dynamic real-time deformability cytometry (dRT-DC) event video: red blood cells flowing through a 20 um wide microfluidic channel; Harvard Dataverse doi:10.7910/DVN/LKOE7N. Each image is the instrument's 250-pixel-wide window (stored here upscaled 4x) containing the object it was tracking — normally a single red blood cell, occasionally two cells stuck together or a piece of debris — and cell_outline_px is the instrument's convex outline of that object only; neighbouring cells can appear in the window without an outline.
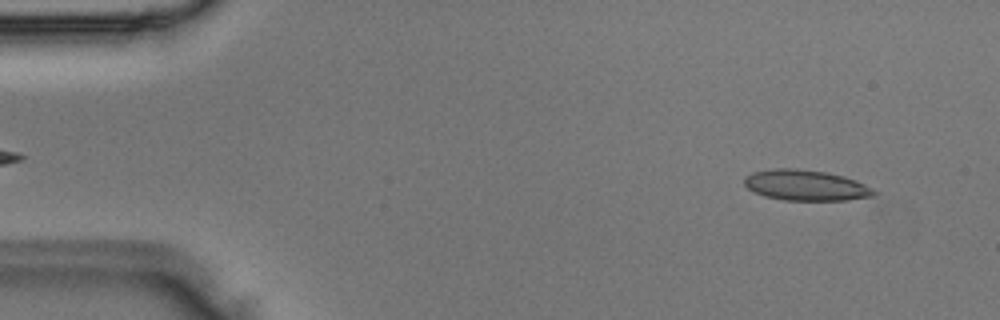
{"species": "Egyptian fruit bat (a non-hibernating species)", "species_latin": "Rousettus aegyptiacus", "temperature_condition": "room temperature", "stored_images_in_passage": 47, "camera_frame_rate_fps": 3000, "um_per_image_px": 0.085, "animal": {"sex": "male"}, "frame": {"image": 1, "passage_image": 3, "time_ms": 0.667, "image_size_px": [1000, 320], "cell_outline_px": [[880, 192], [872, 196], [848, 200], [784, 200], [764, 196], [748, 188], [744, 184], [744, 176], [752, 172], [776, 168], [796, 168], [824, 172], [844, 176], [856, 180]], "centroid_in_image_um": [68.5, 15.75], "position_along_channel_um": 16.5, "area_um2": 23.18}}
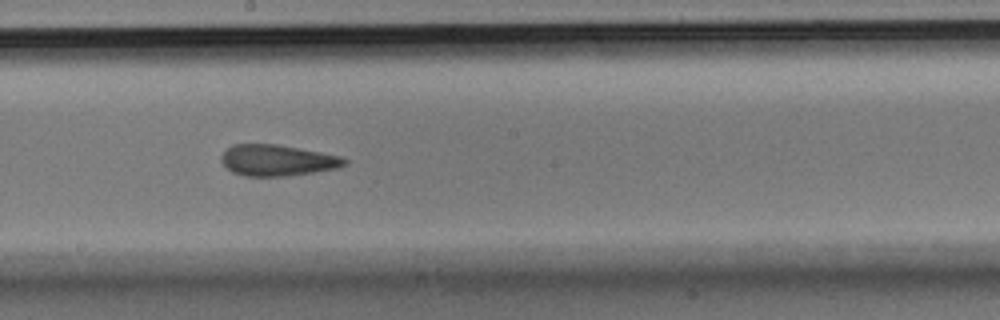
{"frame": {"image": 2, "passage_image": 25, "time_ms": 8.0, "image_size_px": [1000, 320], "cell_outline_px": [[348, 164], [336, 168], [312, 172], [284, 176], [244, 176], [232, 172], [220, 160], [220, 156], [232, 144], [276, 144], [320, 152], [340, 156], [348, 160]], "centroid_in_image_um": [23.55, 13.62], "position_along_channel_um": 224.6, "area_um2": 22.2}}
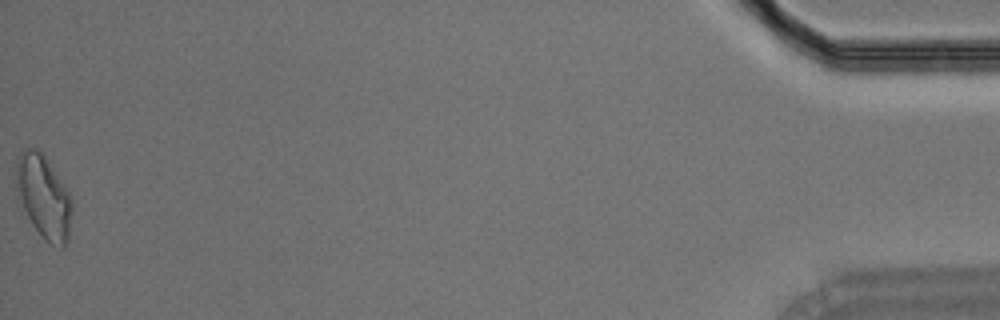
{"frame": {"image": 3, "passage_image": 47, "time_ms": 15.333, "image_size_px": [1000, 320], "cell_outline_px": [[72, 212], [68, 240], [64, 248], [60, 248], [48, 244], [44, 240], [32, 224], [16, 196], [12, 172], [16, 160], [20, 152], [24, 148], [36, 148], [44, 156], [68, 192], [72, 200]], "centroid_in_image_um": [3.65, 16.74], "position_along_channel_um": 431.5, "area_um2": 27.69}}